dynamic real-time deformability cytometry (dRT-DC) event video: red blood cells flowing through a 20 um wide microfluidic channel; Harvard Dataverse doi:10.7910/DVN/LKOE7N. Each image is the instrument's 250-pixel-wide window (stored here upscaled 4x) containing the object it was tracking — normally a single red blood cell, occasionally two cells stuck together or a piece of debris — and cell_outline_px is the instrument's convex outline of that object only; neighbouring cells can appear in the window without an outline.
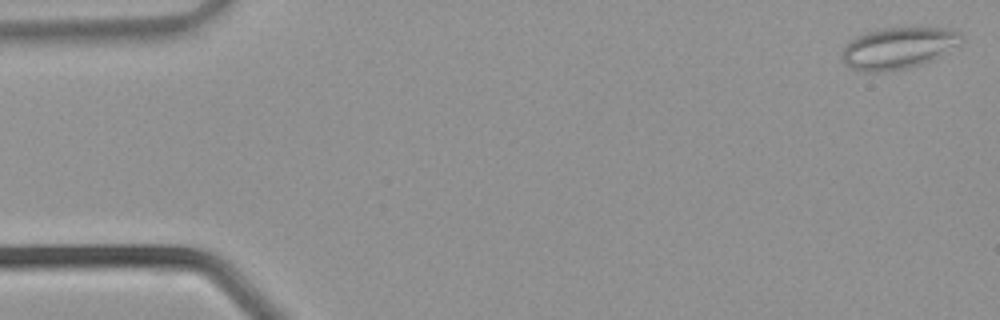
{"species": "common noctule bat (a hibernating species)", "species_latin": "Nyctalus noctula", "temperature_condition": "warm", "stored_images_in_passage": 32, "camera_frame_rate_fps": 3000, "um_per_image_px": 0.085, "animal": {"sex": "male", "body_mass_g": 21.5, "forearm_length_mm": 52.0}, "frame": {"image": 1, "passage_image": 1, "time_ms": 0.0, "image_size_px": [1000, 320], "cell_outline_px": [[964, 40], [932, 60], [908, 68], [876, 72], [864, 72], [852, 68], [844, 64], [840, 56], [844, 44], [856, 36], [864, 32], [884, 28], [948, 28], [960, 32], [964, 36]], "centroid_in_image_um": [76.3, 4.08], "position_along_channel_um": 8.7, "area_um2": 28.96}}
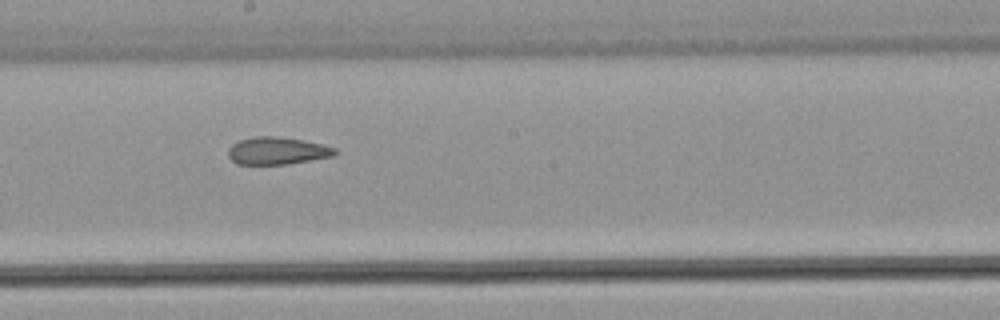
{"frame": {"image": 2, "passage_image": 19, "time_ms": 6.0, "image_size_px": [1000, 320], "cell_outline_px": [[340, 152], [332, 156], [288, 164], [236, 164], [228, 156], [228, 148], [232, 144], [240, 140], [252, 136], [276, 136], [304, 140], [324, 144], [336, 148]], "centroid_in_image_um": [23.58, 12.81], "position_along_channel_um": 224.6, "area_um2": 17.22}}
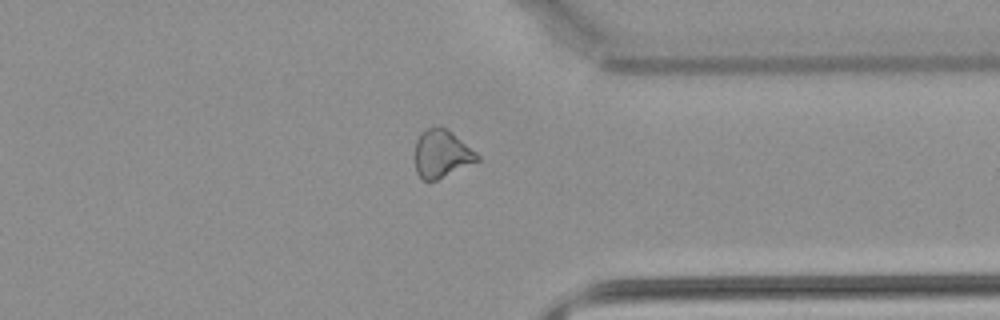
{"frame": {"image": 3, "passage_image": 27, "time_ms": 8.667, "image_size_px": [1000, 320], "cell_outline_px": [[480, 160], [436, 180], [424, 180], [416, 172], [416, 140], [420, 132], [428, 128], [448, 128], [476, 152], [480, 156]], "centroid_in_image_um": [37.55, 13.06], "position_along_channel_um": 373.8, "area_um2": 17.11}}